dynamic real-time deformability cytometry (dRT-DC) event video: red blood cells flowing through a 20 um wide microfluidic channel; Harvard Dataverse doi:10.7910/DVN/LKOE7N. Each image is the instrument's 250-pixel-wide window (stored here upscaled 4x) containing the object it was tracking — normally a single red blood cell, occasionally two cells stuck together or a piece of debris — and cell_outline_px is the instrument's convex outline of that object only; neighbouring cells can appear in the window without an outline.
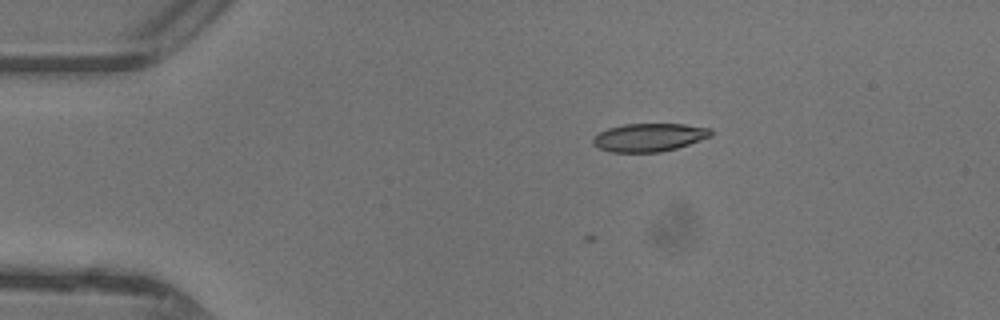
{"species": "common noctule bat (a hibernating species)", "species_latin": "Nyctalus noctula", "temperature_condition": "warm", "stored_images_in_passage": 2, "camera_frame_rate_fps": 3000, "um_per_image_px": 0.085, "animal": {"sex": "female"}, "frame": {"image": 1, "passage_image": 2, "time_ms": 0.333, "image_size_px": [1000, 320], "cell_outline_px": [[712, 136], [676, 148], [660, 152], [612, 152], [600, 148], [592, 144], [592, 136], [608, 128], [624, 124], [684, 124], [712, 128]], "centroid_in_image_um": [55.17, 11.67], "position_along_channel_um": 29.8, "area_um2": 19.36}}